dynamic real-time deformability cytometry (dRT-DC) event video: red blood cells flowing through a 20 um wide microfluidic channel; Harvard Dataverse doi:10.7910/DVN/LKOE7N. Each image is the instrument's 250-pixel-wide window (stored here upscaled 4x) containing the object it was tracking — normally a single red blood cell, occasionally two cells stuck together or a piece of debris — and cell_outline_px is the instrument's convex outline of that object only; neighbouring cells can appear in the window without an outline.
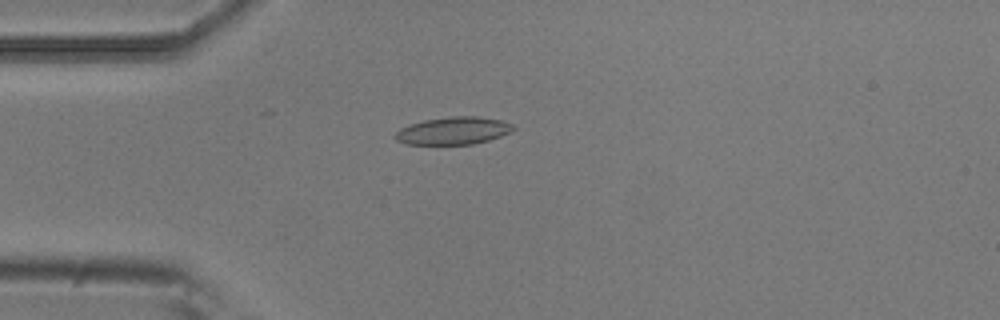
{"species": "common noctule bat (a hibernating species)", "species_latin": "Nyctalus noctula", "temperature_condition": "room temperature", "stored_images_in_passage": 4, "camera_frame_rate_fps": 3000, "um_per_image_px": 0.085, "animal": {"sex": "male", "body_mass_g": 20.5, "forearm_length_mm": 52.5}, "frame": {"image": 1, "passage_image": 4, "time_ms": 1.0, "image_size_px": [1000, 320], "cell_outline_px": [[516, 128], [512, 132], [488, 140], [472, 144], [408, 144], [396, 140], [392, 136], [400, 128], [424, 120], [452, 116], [476, 116], [504, 120], [512, 124]], "centroid_in_image_um": [38.56, 11.1], "position_along_channel_um": 46.4, "area_um2": 18.96}}